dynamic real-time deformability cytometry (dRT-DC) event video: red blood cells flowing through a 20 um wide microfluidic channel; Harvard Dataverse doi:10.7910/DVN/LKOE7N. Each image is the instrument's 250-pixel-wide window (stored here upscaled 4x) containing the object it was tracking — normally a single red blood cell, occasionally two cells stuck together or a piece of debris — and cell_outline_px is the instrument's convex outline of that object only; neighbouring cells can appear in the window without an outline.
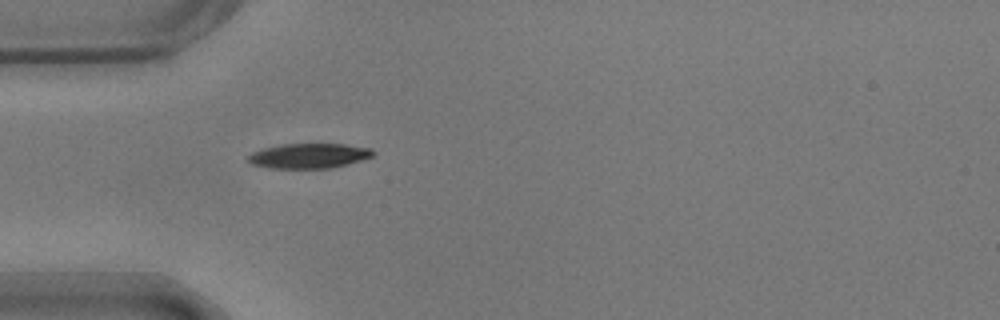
{"species": "common noctule bat (a hibernating species)", "species_latin": "Nyctalus noctula", "temperature_condition": "warm", "stored_images_in_passage": 40, "camera_frame_rate_fps": 3000, "um_per_image_px": 0.085, "animal": {"sex": "male", "body_mass_g": 17.9}, "frame": {"image": 1, "passage_image": 1, "time_ms": 0.0, "image_size_px": [1000, 320], "cell_outline_px": [[376, 152], [372, 156], [360, 160], [332, 168], [268, 168], [252, 164], [248, 160], [248, 156], [252, 152], [264, 148], [284, 144], [344, 144], [372, 148]], "centroid_in_image_um": [26.27, 13.24], "position_along_channel_um": 58.7, "area_um2": 18.03}}
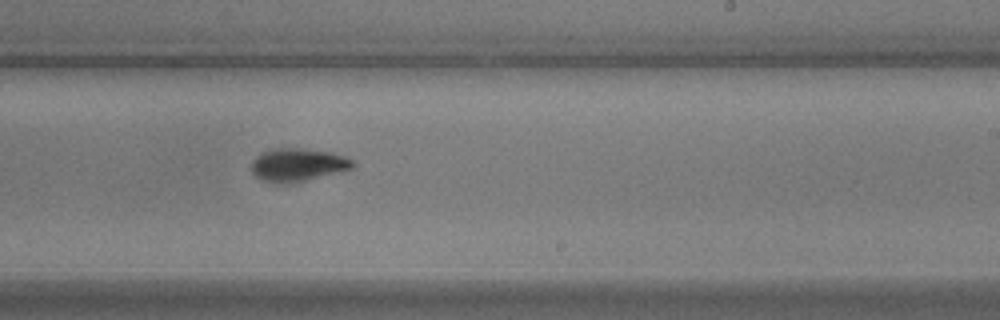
{"frame": {"image": 2, "passage_image": 18, "time_ms": 5.667, "image_size_px": [1000, 320], "cell_outline_px": [[356, 164], [352, 168], [292, 184], [284, 184], [260, 180], [252, 172], [252, 160], [260, 152], [276, 148], [296, 148], [332, 152], [344, 156], [352, 160]], "centroid_in_image_um": [25.28, 14.01], "position_along_channel_um": 263.7, "area_um2": 19.54}}
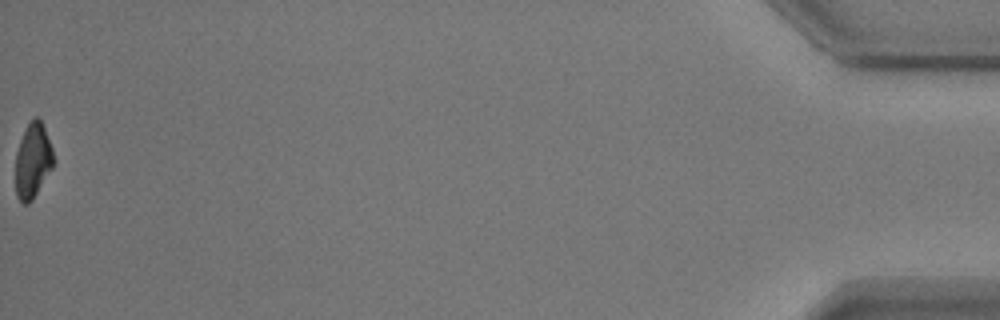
{"frame": {"image": 3, "passage_image": 40, "time_ms": 13.0, "image_size_px": [1000, 320], "cell_outline_px": [[56, 160], [52, 168], [32, 200], [28, 204], [24, 204], [16, 196], [16, 152], [20, 140], [28, 124], [36, 116], [40, 120], [44, 128], [52, 148]], "centroid_in_image_um": [2.8, 13.68], "position_along_channel_um": 432.4, "area_um2": 16.42}, "authors_computed_cell_mechanics": {"area_um2": 18.6405, "velocity_mm_per_s": 3.6651, "shape_relaxation_time_tau1_ms": 2.9045, "shape_relaxation_time_tau2_ms": 3.6664, "deformation_change_tau1": 0.1589, "deformation_change_tau2": 0.0752}}